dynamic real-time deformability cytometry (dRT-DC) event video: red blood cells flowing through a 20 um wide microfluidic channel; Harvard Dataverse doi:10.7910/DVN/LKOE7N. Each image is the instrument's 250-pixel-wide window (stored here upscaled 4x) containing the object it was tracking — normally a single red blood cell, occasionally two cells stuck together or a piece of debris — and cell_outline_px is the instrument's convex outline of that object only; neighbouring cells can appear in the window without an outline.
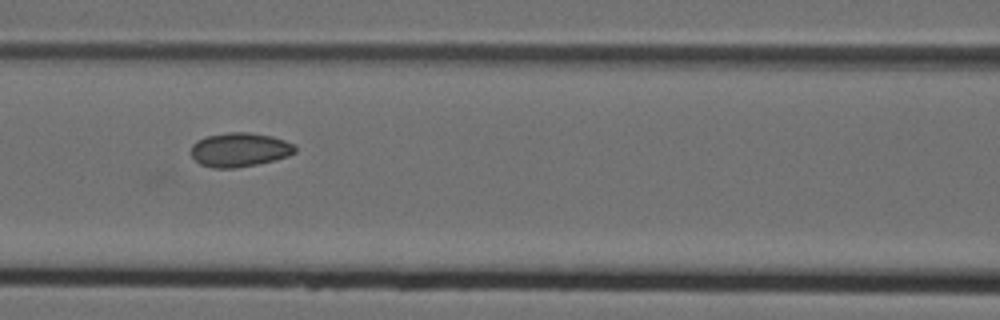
{"species": "Egyptian fruit bat (a non-hibernating species)", "species_latin": "Rousettus aegyptiacus", "temperature_condition": "cold", "stored_images_in_passage": 8, "camera_frame_rate_fps": 3000, "um_per_image_px": 0.085, "animal": {"sex": "female"}, "frame": {"image": 1, "passage_image": 8, "time_ms": 2.333, "image_size_px": [1000, 320], "cell_outline_px": [[296, 152], [288, 156], [276, 160], [236, 168], [212, 168], [200, 164], [192, 156], [192, 144], [196, 140], [208, 136], [228, 132], [248, 132], [272, 136], [296, 144]], "centroid_in_image_um": [20.39, 12.73], "position_along_channel_um": 146.2, "area_um2": 20.75}}